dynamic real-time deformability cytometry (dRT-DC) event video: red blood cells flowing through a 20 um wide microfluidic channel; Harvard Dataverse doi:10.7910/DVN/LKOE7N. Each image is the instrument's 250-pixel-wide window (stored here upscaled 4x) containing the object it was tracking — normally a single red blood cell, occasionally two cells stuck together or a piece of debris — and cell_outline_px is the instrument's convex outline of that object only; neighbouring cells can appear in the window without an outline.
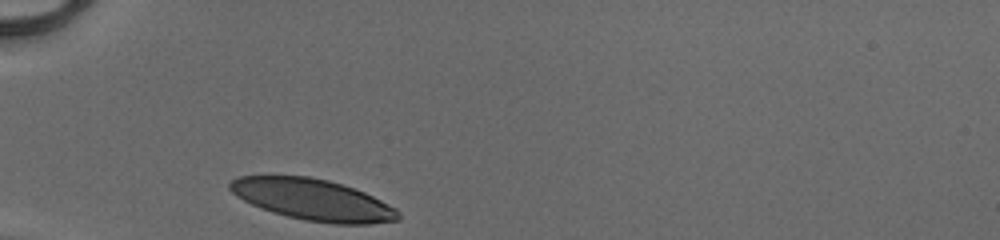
{"species": "human", "species_latin": "Homo sapiens", "temperature_condition": "cold", "stored_images_in_passage": 27, "camera_frame_rate_fps": 3000, "um_per_image_px": 0.085, "donor": {"sex": "male"}, "frame": {"image": 1, "passage_image": 1, "time_ms": 0.0, "image_size_px": [1000, 240], "cell_outline_px": [[400, 220], [368, 224], [336, 224], [304, 220], [272, 212], [260, 208], [236, 196], [228, 188], [228, 184], [232, 180], [240, 176], [308, 176], [328, 180], [364, 192], [396, 208], [400, 212]], "centroid_in_image_um": [26.59, 16.98], "position_along_channel_um": 58.4, "area_um2": 40.29}}
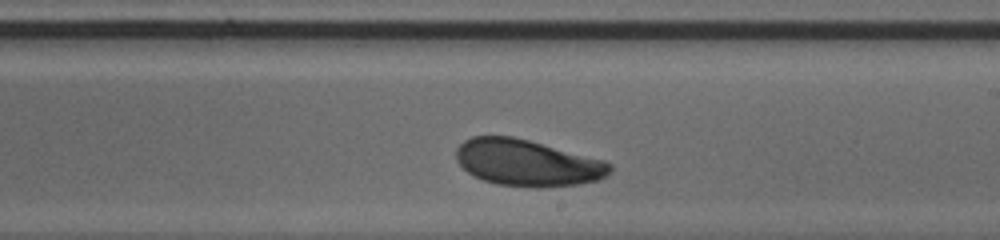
{"frame": {"image": 2, "passage_image": 16, "time_ms": 5.0, "image_size_px": [1000, 240], "cell_outline_px": [[612, 172], [608, 176], [600, 180], [580, 184], [536, 188], [496, 184], [484, 180], [468, 172], [456, 160], [456, 148], [464, 140], [472, 136], [512, 136], [528, 140], [604, 160], [612, 164]], "centroid_in_image_um": [44.85, 13.85], "position_along_channel_um": 244.2, "area_um2": 41.73}}
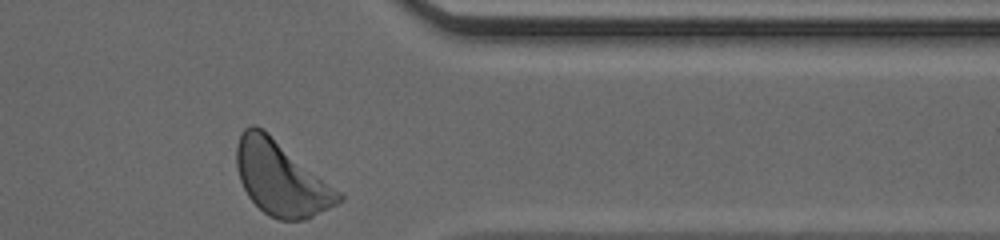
{"frame": {"image": 3, "passage_image": 27, "time_ms": 8.667, "image_size_px": [1000, 240], "cell_outline_px": [[344, 200], [304, 220], [280, 220], [268, 216], [248, 196], [240, 180], [236, 168], [236, 144], [244, 128], [252, 124], [256, 124], [340, 192], [344, 196]], "centroid_in_image_um": [23.85, 15.18], "position_along_channel_um": 387.6, "area_um2": 43.18}, "authors_computed_cell_mechanics": {"area_um2": 41.5582, "velocity_mm_per_s": 4.0555, "shape_relaxation_time_tau1_ms": 2.1758, "shape_relaxation_time_tau2_ms": null, "deformation_change_tau1": 0.1072, "deformation_change_tau2": null}}